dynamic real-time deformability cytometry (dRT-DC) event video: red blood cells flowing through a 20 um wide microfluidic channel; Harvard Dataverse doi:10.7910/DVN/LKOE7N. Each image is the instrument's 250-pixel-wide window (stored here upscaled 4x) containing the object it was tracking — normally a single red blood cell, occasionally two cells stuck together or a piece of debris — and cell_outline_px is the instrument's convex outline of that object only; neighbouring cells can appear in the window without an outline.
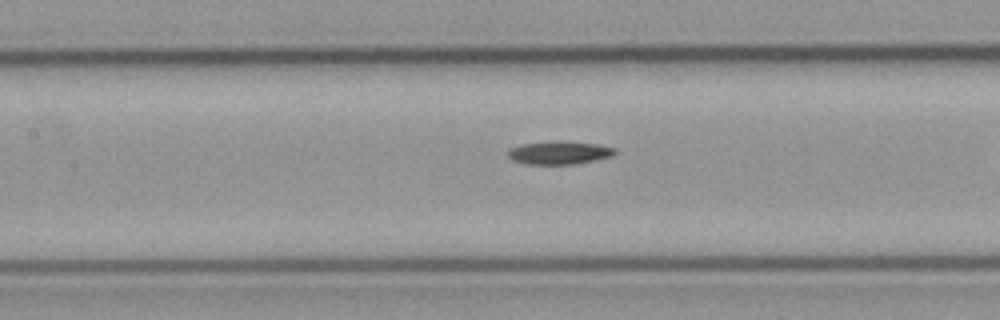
{"species": "common noctule bat (a hibernating species)", "species_latin": "Nyctalus noctula", "temperature_condition": "cold", "stored_images_in_passage": 40, "camera_frame_rate_fps": 3000, "um_per_image_px": 0.085, "animal": {"sex": "male", "body_mass_g": 23.1, "forearm_length_mm": 52.7}, "frame": {"image": 1, "passage_image": 22, "time_ms": 7.0, "image_size_px": [1000, 320], "cell_outline_px": [[616, 152], [612, 156], [596, 160], [572, 164], [524, 164], [512, 160], [508, 156], [508, 148], [524, 144], [548, 140], [564, 140], [600, 144], [616, 148]], "centroid_in_image_um": [47.54, 12.96], "position_along_channel_um": 159.9, "area_um2": 14.8}}
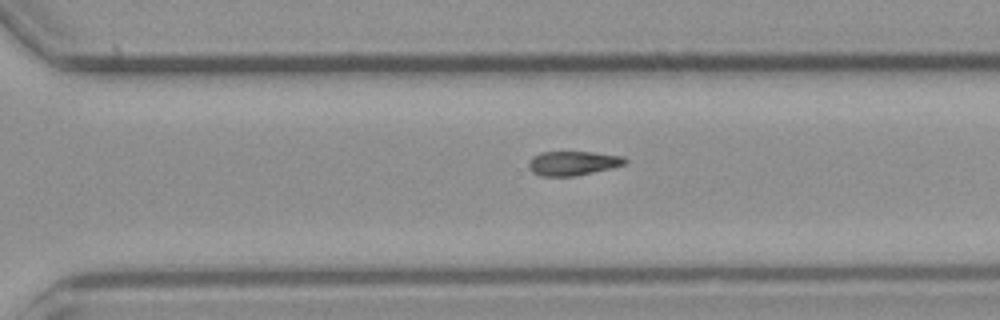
{"frame": {"image": 2, "passage_image": 35, "time_ms": 11.333, "image_size_px": [1000, 320], "cell_outline_px": [[628, 160], [624, 164], [612, 168], [572, 176], [540, 176], [532, 172], [528, 168], [528, 160], [532, 156], [540, 152], [592, 152], [624, 156]], "centroid_in_image_um": [48.66, 13.86], "position_along_channel_um": 321.9, "area_um2": 13.7}}
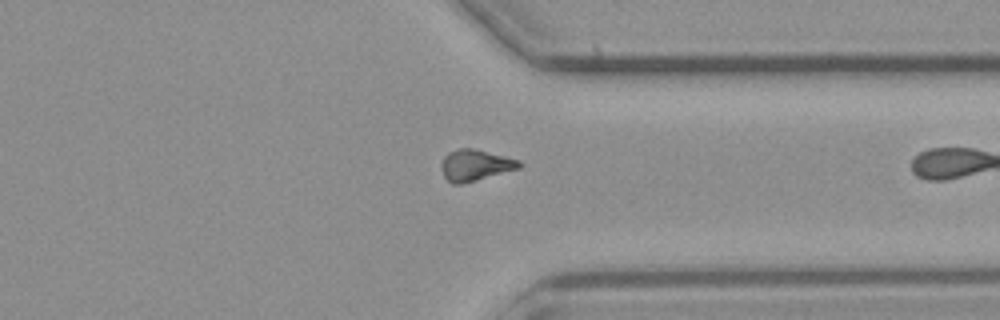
{"frame": {"image": 3, "passage_image": 39, "time_ms": 12.667, "image_size_px": [1000, 320], "cell_outline_px": [[524, 164], [520, 168], [476, 180], [460, 184], [452, 184], [444, 176], [440, 164], [444, 156], [448, 152], [456, 148], [472, 148], [520, 160]], "centroid_in_image_um": [40.39, 14.03], "position_along_channel_um": 371.0, "area_um2": 14.16}}